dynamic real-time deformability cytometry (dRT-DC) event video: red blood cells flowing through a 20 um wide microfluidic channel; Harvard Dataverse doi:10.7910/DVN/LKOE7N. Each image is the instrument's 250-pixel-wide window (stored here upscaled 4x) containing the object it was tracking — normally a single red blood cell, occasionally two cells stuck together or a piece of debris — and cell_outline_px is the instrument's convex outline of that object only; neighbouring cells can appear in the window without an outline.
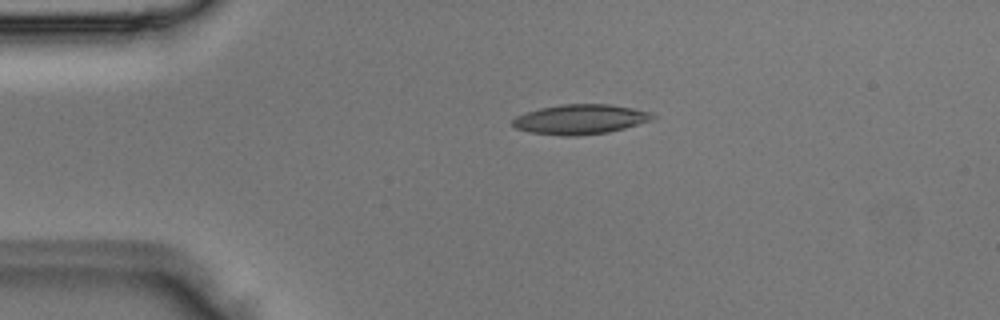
{"species": "Egyptian fruit bat (a non-hibernating species)", "species_latin": "Rousettus aegyptiacus", "temperature_condition": "room temperature", "stored_images_in_passage": 3, "camera_frame_rate_fps": 3000, "um_per_image_px": 0.085, "animal": {"sex": "male"}, "frame": {"image": 1, "passage_image": 2, "time_ms": 0.333, "image_size_px": [1000, 320], "cell_outline_px": [[656, 116], [652, 120], [624, 128], [608, 132], [572, 136], [564, 136], [528, 132], [516, 128], [512, 124], [512, 120], [516, 116], [540, 108], [560, 104], [608, 104], [632, 108], [652, 112]], "centroid_in_image_um": [49.32, 10.14], "position_along_channel_um": 35.7, "area_um2": 24.22}}